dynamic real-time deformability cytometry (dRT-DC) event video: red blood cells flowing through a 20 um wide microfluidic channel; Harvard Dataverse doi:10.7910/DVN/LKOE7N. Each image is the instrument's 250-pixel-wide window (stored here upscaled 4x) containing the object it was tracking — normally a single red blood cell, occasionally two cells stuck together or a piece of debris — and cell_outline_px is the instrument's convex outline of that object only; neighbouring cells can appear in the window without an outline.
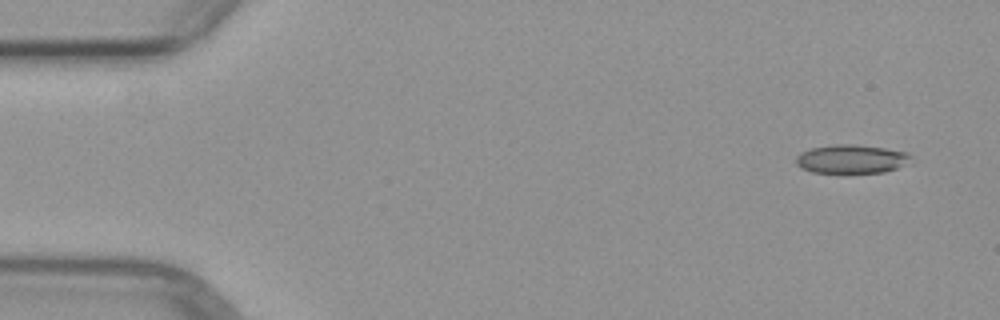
{"species": "common noctule bat (a hibernating species)", "species_latin": "Nyctalus noctula", "temperature_condition": "warm", "stored_images_in_passage": 5, "segment_of_instrument_passage": [1, 2], "camera_frame_rate_fps": 3000, "um_per_image_px": 0.085, "animal": {"sex": "female", "body_mass_g": 29.2, "forearm_length_mm": 56.3}, "frame": {"image": 1, "passage_image": 1, "time_ms": 0.0, "image_size_px": [1000, 320], "cell_outline_px": [[912, 164], [884, 172], [848, 176], [812, 172], [800, 168], [796, 164], [796, 156], [800, 152], [812, 148], [836, 144], [856, 144], [884, 148], [908, 152], [912, 156]], "centroid_in_image_um": [72.41, 13.57], "position_along_channel_um": 12.6, "area_um2": 20.46}}
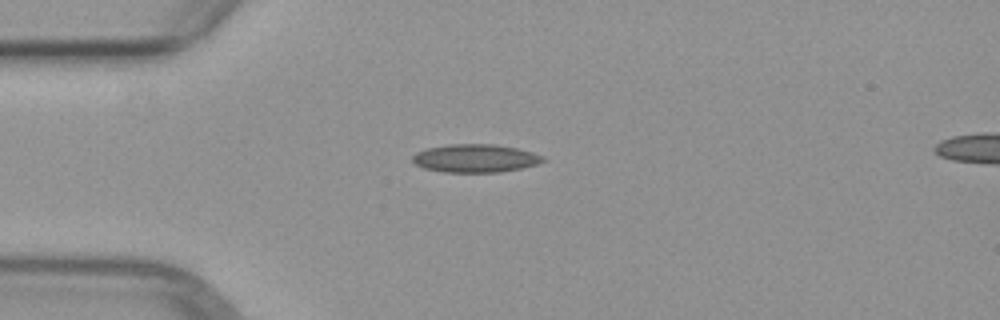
{"frame": {"image": 2, "passage_image": 4, "time_ms": 3.333, "image_size_px": [1000, 320], "cell_outline_px": [[548, 160], [536, 164], [520, 168], [500, 172], [444, 172], [424, 168], [416, 164], [412, 160], [412, 156], [416, 152], [428, 148], [448, 144], [492, 144], [516, 148], [532, 152], [544, 156]], "centroid_in_image_um": [40.41, 13.45], "position_along_channel_um": 44.6, "area_um2": 21.33}}